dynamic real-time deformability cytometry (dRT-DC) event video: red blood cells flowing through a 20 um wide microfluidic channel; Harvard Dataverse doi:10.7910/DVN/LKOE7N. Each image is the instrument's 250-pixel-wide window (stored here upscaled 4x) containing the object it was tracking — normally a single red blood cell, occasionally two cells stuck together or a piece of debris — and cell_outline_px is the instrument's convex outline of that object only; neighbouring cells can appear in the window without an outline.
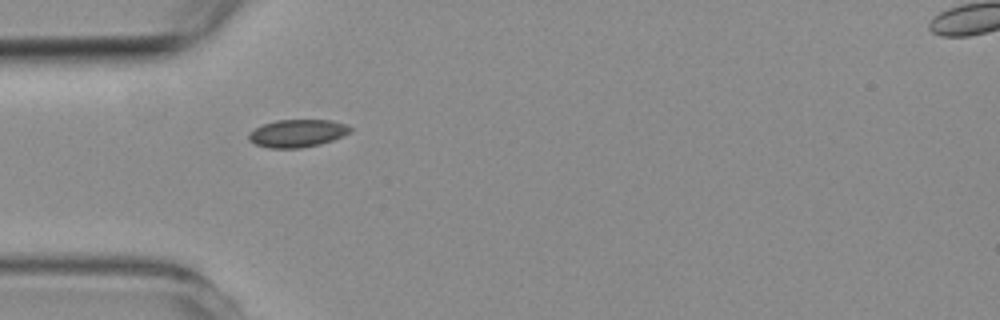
{"species": "common noctule bat (a hibernating species)", "species_latin": "Nyctalus noctula", "temperature_condition": "room temperature", "stored_images_in_passage": 1, "camera_frame_rate_fps": 3000, "um_per_image_px": 0.085, "animal": {"sex": "female", "body_mass_g": 19.3, "forearm_length_mm": 54.1}, "frame": {"image": 1, "passage_image": 1, "time_ms": 0.0, "image_size_px": [1000, 320], "cell_outline_px": [[352, 132], [332, 140], [320, 144], [300, 148], [268, 148], [256, 144], [248, 140], [248, 136], [256, 128], [264, 124], [276, 120], [332, 120], [344, 124], [352, 128]], "centroid_in_image_um": [25.29, 11.33], "position_along_channel_um": 59.7, "area_um2": 16.24}}